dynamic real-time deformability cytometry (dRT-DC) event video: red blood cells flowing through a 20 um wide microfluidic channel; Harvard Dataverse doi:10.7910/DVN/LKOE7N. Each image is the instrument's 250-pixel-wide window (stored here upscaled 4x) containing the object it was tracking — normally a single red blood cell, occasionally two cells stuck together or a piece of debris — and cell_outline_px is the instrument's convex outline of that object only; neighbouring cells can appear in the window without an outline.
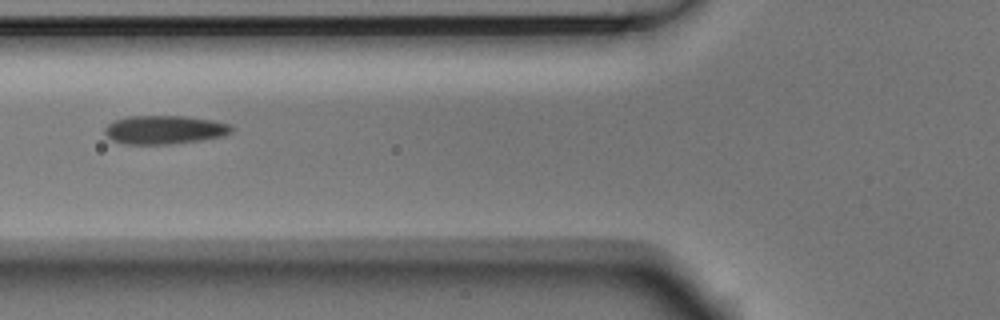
{"species": "Egyptian fruit bat (a non-hibernating species)", "species_latin": "Rousettus aegyptiacus", "temperature_condition": "room temperature", "stored_images_in_passage": 4, "camera_frame_rate_fps": 3000, "um_per_image_px": 0.085, "animal": {"sex": "male"}, "frame": {"image": 1, "passage_image": 4, "time_ms": 1.0, "image_size_px": [1000, 320], "cell_outline_px": [[232, 132], [224, 136], [200, 140], [168, 144], [124, 144], [112, 140], [104, 132], [104, 128], [108, 124], [116, 120], [128, 116], [184, 116], [212, 120], [232, 124]], "centroid_in_image_um": [13.99, 11.03], "position_along_channel_um": 111.8, "area_um2": 21.1}}